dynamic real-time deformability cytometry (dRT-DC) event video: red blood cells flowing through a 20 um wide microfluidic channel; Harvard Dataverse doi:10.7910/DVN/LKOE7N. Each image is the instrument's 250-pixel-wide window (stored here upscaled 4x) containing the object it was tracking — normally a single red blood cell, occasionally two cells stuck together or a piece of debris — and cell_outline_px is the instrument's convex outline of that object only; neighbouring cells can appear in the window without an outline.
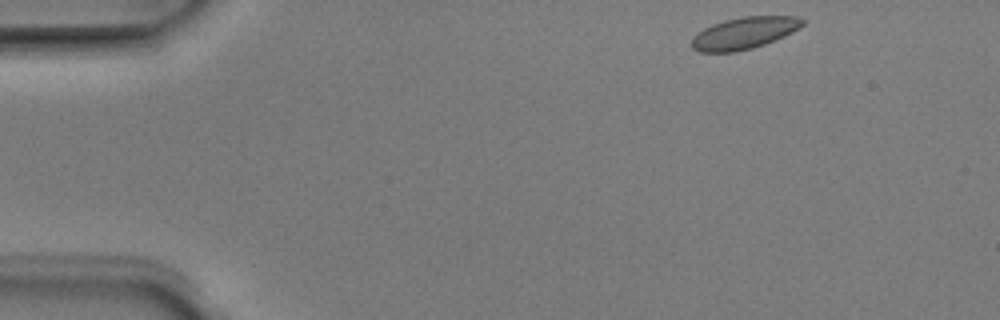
{"species": "Egyptian fruit bat (a non-hibernating species)", "species_latin": "Rousettus aegyptiacus", "temperature_condition": "room temperature", "stored_images_in_passage": 3, "camera_frame_rate_fps": 3000, "um_per_image_px": 0.085, "animal": {"sex": "male"}, "frame": {"image": 1, "passage_image": 1, "time_ms": 0.0, "image_size_px": [1000, 320], "cell_outline_px": [[804, 24], [800, 28], [784, 36], [764, 44], [752, 48], [736, 52], [700, 52], [692, 48], [692, 40], [704, 28], [712, 24], [724, 20], [744, 16], [796, 16], [804, 20]], "centroid_in_image_um": [63.28, 2.81], "position_along_channel_um": 21.7, "area_um2": 20.4}}